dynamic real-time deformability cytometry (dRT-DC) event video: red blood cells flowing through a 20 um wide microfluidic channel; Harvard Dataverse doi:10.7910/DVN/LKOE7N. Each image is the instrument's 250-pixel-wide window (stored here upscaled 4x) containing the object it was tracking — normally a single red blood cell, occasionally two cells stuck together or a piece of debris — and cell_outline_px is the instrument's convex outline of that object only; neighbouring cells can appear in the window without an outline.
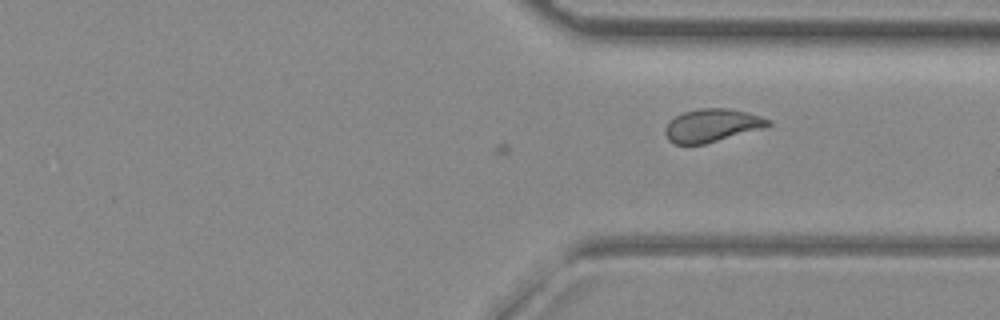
{"species": "common noctule bat (a hibernating species)", "species_latin": "Nyctalus noctula", "temperature_condition": "room temperature", "stored_images_in_passage": 42, "camera_frame_rate_fps": 3000, "um_per_image_px": 0.085, "animal": {"sex": "female", "body_mass_g": 29.2, "forearm_length_mm": 56.3}, "frame": {"image": 1, "passage_image": 42, "time_ms": 13.667, "image_size_px": [1000, 320], "cell_outline_px": [[772, 124], [764, 128], [704, 144], [676, 144], [668, 140], [664, 132], [664, 128], [676, 116], [684, 112], [700, 108], [728, 108], [748, 112], [772, 120]], "centroid_in_image_um": [60.54, 10.66], "position_along_channel_um": 350.9, "area_um2": 19.77}}